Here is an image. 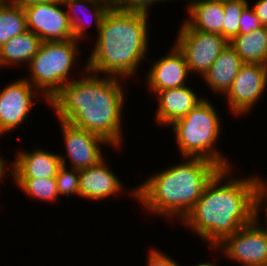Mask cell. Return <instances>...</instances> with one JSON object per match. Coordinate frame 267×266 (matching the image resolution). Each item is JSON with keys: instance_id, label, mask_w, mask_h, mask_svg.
<instances>
[{"instance_id": "6da1fadb", "label": "cell", "mask_w": 267, "mask_h": 266, "mask_svg": "<svg viewBox=\"0 0 267 266\" xmlns=\"http://www.w3.org/2000/svg\"><path fill=\"white\" fill-rule=\"evenodd\" d=\"M64 85L50 100L57 120L104 138L113 148L123 146L122 112L125 103L123 79L101 76L87 70ZM86 72V73H85ZM85 73V74H84ZM103 77V78H102Z\"/></svg>"}, {"instance_id": "7a4b0ae2", "label": "cell", "mask_w": 267, "mask_h": 266, "mask_svg": "<svg viewBox=\"0 0 267 266\" xmlns=\"http://www.w3.org/2000/svg\"><path fill=\"white\" fill-rule=\"evenodd\" d=\"M232 169H221L214 176L180 222L207 242L210 248H215L227 236L255 219V192L262 177L253 174L248 178L236 179L234 175L232 178Z\"/></svg>"}, {"instance_id": "3957f363", "label": "cell", "mask_w": 267, "mask_h": 266, "mask_svg": "<svg viewBox=\"0 0 267 266\" xmlns=\"http://www.w3.org/2000/svg\"><path fill=\"white\" fill-rule=\"evenodd\" d=\"M183 160L154 172L127 194H132L131 197L149 214L177 219L180 223L197 203L206 185L222 169L201 157H183Z\"/></svg>"}, {"instance_id": "277c9868", "label": "cell", "mask_w": 267, "mask_h": 266, "mask_svg": "<svg viewBox=\"0 0 267 266\" xmlns=\"http://www.w3.org/2000/svg\"><path fill=\"white\" fill-rule=\"evenodd\" d=\"M148 15L111 6L96 35L93 52L83 64L87 70L122 78L124 82L136 75L141 62L148 61Z\"/></svg>"}, {"instance_id": "5b68a950", "label": "cell", "mask_w": 267, "mask_h": 266, "mask_svg": "<svg viewBox=\"0 0 267 266\" xmlns=\"http://www.w3.org/2000/svg\"><path fill=\"white\" fill-rule=\"evenodd\" d=\"M217 109L204 98L184 117L168 126L174 132L182 157H201L218 164L222 169L233 168L228 158L217 149L222 121ZM221 152V153H220Z\"/></svg>"}, {"instance_id": "8992f818", "label": "cell", "mask_w": 267, "mask_h": 266, "mask_svg": "<svg viewBox=\"0 0 267 266\" xmlns=\"http://www.w3.org/2000/svg\"><path fill=\"white\" fill-rule=\"evenodd\" d=\"M79 43L75 39L41 41L37 54L27 65L30 74L25 79L42 94L46 103L74 79L71 74L80 55Z\"/></svg>"}, {"instance_id": "52a82bcc", "label": "cell", "mask_w": 267, "mask_h": 266, "mask_svg": "<svg viewBox=\"0 0 267 266\" xmlns=\"http://www.w3.org/2000/svg\"><path fill=\"white\" fill-rule=\"evenodd\" d=\"M180 24L174 44L184 54L190 74L201 78L229 42L220 34L192 29L184 21Z\"/></svg>"}, {"instance_id": "ba28073f", "label": "cell", "mask_w": 267, "mask_h": 266, "mask_svg": "<svg viewBox=\"0 0 267 266\" xmlns=\"http://www.w3.org/2000/svg\"><path fill=\"white\" fill-rule=\"evenodd\" d=\"M255 218L213 249L241 266H267V230Z\"/></svg>"}, {"instance_id": "9c48e42d", "label": "cell", "mask_w": 267, "mask_h": 266, "mask_svg": "<svg viewBox=\"0 0 267 266\" xmlns=\"http://www.w3.org/2000/svg\"><path fill=\"white\" fill-rule=\"evenodd\" d=\"M61 129L63 142L65 145L66 154L63 156L59 153L61 164L67 166L68 160L70 161L67 167L77 170L86 169L91 166L97 165L105 158L102 154L101 146H111L104 138L86 131L85 129L73 126L70 123L58 120Z\"/></svg>"}, {"instance_id": "30bf717a", "label": "cell", "mask_w": 267, "mask_h": 266, "mask_svg": "<svg viewBox=\"0 0 267 266\" xmlns=\"http://www.w3.org/2000/svg\"><path fill=\"white\" fill-rule=\"evenodd\" d=\"M25 77H20L0 90V136L25 123L37 100H46ZM41 97V98H40ZM37 98V99H36Z\"/></svg>"}, {"instance_id": "8fae6325", "label": "cell", "mask_w": 267, "mask_h": 266, "mask_svg": "<svg viewBox=\"0 0 267 266\" xmlns=\"http://www.w3.org/2000/svg\"><path fill=\"white\" fill-rule=\"evenodd\" d=\"M267 88V65L244 63L224 95L234 116L246 115L255 108Z\"/></svg>"}, {"instance_id": "7c38bea8", "label": "cell", "mask_w": 267, "mask_h": 266, "mask_svg": "<svg viewBox=\"0 0 267 266\" xmlns=\"http://www.w3.org/2000/svg\"><path fill=\"white\" fill-rule=\"evenodd\" d=\"M62 6V0H55L25 7L28 31L36 34L41 41L74 39L65 6Z\"/></svg>"}, {"instance_id": "4fadbf2b", "label": "cell", "mask_w": 267, "mask_h": 266, "mask_svg": "<svg viewBox=\"0 0 267 266\" xmlns=\"http://www.w3.org/2000/svg\"><path fill=\"white\" fill-rule=\"evenodd\" d=\"M171 47L170 52L159 57L154 63L151 58L149 60L151 67L144 78L151 94L187 85L190 72L185 56L174 43Z\"/></svg>"}, {"instance_id": "5bb4252c", "label": "cell", "mask_w": 267, "mask_h": 266, "mask_svg": "<svg viewBox=\"0 0 267 266\" xmlns=\"http://www.w3.org/2000/svg\"><path fill=\"white\" fill-rule=\"evenodd\" d=\"M16 151L15 161L10 163V177L13 179L55 178L62 165L59 154L43 148Z\"/></svg>"}, {"instance_id": "9a60e30c", "label": "cell", "mask_w": 267, "mask_h": 266, "mask_svg": "<svg viewBox=\"0 0 267 266\" xmlns=\"http://www.w3.org/2000/svg\"><path fill=\"white\" fill-rule=\"evenodd\" d=\"M104 158L97 165L79 170V196L84 199L102 201L123 192V182L107 166ZM121 191V192H120Z\"/></svg>"}, {"instance_id": "2e32d148", "label": "cell", "mask_w": 267, "mask_h": 266, "mask_svg": "<svg viewBox=\"0 0 267 266\" xmlns=\"http://www.w3.org/2000/svg\"><path fill=\"white\" fill-rule=\"evenodd\" d=\"M154 96L159 102L154 115L155 122L163 127L184 117L204 99L188 85L159 91Z\"/></svg>"}, {"instance_id": "e0dca14e", "label": "cell", "mask_w": 267, "mask_h": 266, "mask_svg": "<svg viewBox=\"0 0 267 266\" xmlns=\"http://www.w3.org/2000/svg\"><path fill=\"white\" fill-rule=\"evenodd\" d=\"M62 2L65 8H67L66 13L71 25L74 39L80 42L87 37L86 30H88L91 22L95 23L96 32L98 35L102 20L106 12L112 6L111 0H62ZM84 10L88 12L87 14L89 16L91 15L90 17L87 16L90 18L89 20L93 18L91 22L89 21V24H87L88 20H86V16L84 17L86 14H84Z\"/></svg>"}, {"instance_id": "ac0fdd59", "label": "cell", "mask_w": 267, "mask_h": 266, "mask_svg": "<svg viewBox=\"0 0 267 266\" xmlns=\"http://www.w3.org/2000/svg\"><path fill=\"white\" fill-rule=\"evenodd\" d=\"M187 1L188 17L184 22L202 32L216 33L223 37L224 1L219 0H182Z\"/></svg>"}, {"instance_id": "d6986e66", "label": "cell", "mask_w": 267, "mask_h": 266, "mask_svg": "<svg viewBox=\"0 0 267 266\" xmlns=\"http://www.w3.org/2000/svg\"><path fill=\"white\" fill-rule=\"evenodd\" d=\"M235 50L228 46L220 53L212 66L202 77L209 89L215 94L225 95L243 65Z\"/></svg>"}, {"instance_id": "ffe728a7", "label": "cell", "mask_w": 267, "mask_h": 266, "mask_svg": "<svg viewBox=\"0 0 267 266\" xmlns=\"http://www.w3.org/2000/svg\"><path fill=\"white\" fill-rule=\"evenodd\" d=\"M40 44L41 39L31 31L18 34L0 47V68H13L21 63L28 65Z\"/></svg>"}, {"instance_id": "44dd1931", "label": "cell", "mask_w": 267, "mask_h": 266, "mask_svg": "<svg viewBox=\"0 0 267 266\" xmlns=\"http://www.w3.org/2000/svg\"><path fill=\"white\" fill-rule=\"evenodd\" d=\"M229 45L243 63L267 65V27L235 36Z\"/></svg>"}, {"instance_id": "7402d4cb", "label": "cell", "mask_w": 267, "mask_h": 266, "mask_svg": "<svg viewBox=\"0 0 267 266\" xmlns=\"http://www.w3.org/2000/svg\"><path fill=\"white\" fill-rule=\"evenodd\" d=\"M27 22L24 8L0 3V47L13 37L26 32Z\"/></svg>"}, {"instance_id": "603a6c76", "label": "cell", "mask_w": 267, "mask_h": 266, "mask_svg": "<svg viewBox=\"0 0 267 266\" xmlns=\"http://www.w3.org/2000/svg\"><path fill=\"white\" fill-rule=\"evenodd\" d=\"M24 194L33 199L55 202L58 201L59 194L57 191L56 178H40V179H12Z\"/></svg>"}, {"instance_id": "cb8c5ba5", "label": "cell", "mask_w": 267, "mask_h": 266, "mask_svg": "<svg viewBox=\"0 0 267 266\" xmlns=\"http://www.w3.org/2000/svg\"><path fill=\"white\" fill-rule=\"evenodd\" d=\"M248 4H250L248 0L224 1L223 38L228 42L239 35L240 16Z\"/></svg>"}, {"instance_id": "d4e9b609", "label": "cell", "mask_w": 267, "mask_h": 266, "mask_svg": "<svg viewBox=\"0 0 267 266\" xmlns=\"http://www.w3.org/2000/svg\"><path fill=\"white\" fill-rule=\"evenodd\" d=\"M55 178L59 198L73 194L79 197V170L61 165Z\"/></svg>"}, {"instance_id": "484cf974", "label": "cell", "mask_w": 267, "mask_h": 266, "mask_svg": "<svg viewBox=\"0 0 267 266\" xmlns=\"http://www.w3.org/2000/svg\"><path fill=\"white\" fill-rule=\"evenodd\" d=\"M167 1H178V0H111L112 7L125 10V11H131V12H137V13H146L148 12L149 7H152L153 4H160ZM181 1V0H179Z\"/></svg>"}, {"instance_id": "4316f807", "label": "cell", "mask_w": 267, "mask_h": 266, "mask_svg": "<svg viewBox=\"0 0 267 266\" xmlns=\"http://www.w3.org/2000/svg\"><path fill=\"white\" fill-rule=\"evenodd\" d=\"M262 27L258 16L248 4L242 11L240 16L239 34L251 33Z\"/></svg>"}, {"instance_id": "83f0119b", "label": "cell", "mask_w": 267, "mask_h": 266, "mask_svg": "<svg viewBox=\"0 0 267 266\" xmlns=\"http://www.w3.org/2000/svg\"><path fill=\"white\" fill-rule=\"evenodd\" d=\"M267 179L262 178L257 185L255 192V218H259L261 211L264 213V224H262L263 228L267 230Z\"/></svg>"}, {"instance_id": "f1b7e54d", "label": "cell", "mask_w": 267, "mask_h": 266, "mask_svg": "<svg viewBox=\"0 0 267 266\" xmlns=\"http://www.w3.org/2000/svg\"><path fill=\"white\" fill-rule=\"evenodd\" d=\"M146 262L147 266H181L171 256L156 247H151Z\"/></svg>"}, {"instance_id": "f546056e", "label": "cell", "mask_w": 267, "mask_h": 266, "mask_svg": "<svg viewBox=\"0 0 267 266\" xmlns=\"http://www.w3.org/2000/svg\"><path fill=\"white\" fill-rule=\"evenodd\" d=\"M251 6L262 26L267 27V0H257Z\"/></svg>"}, {"instance_id": "4dcf8cb0", "label": "cell", "mask_w": 267, "mask_h": 266, "mask_svg": "<svg viewBox=\"0 0 267 266\" xmlns=\"http://www.w3.org/2000/svg\"><path fill=\"white\" fill-rule=\"evenodd\" d=\"M50 1H55V0H4V2L10 5L18 6L21 8H25L27 6H30L36 3H45V2H50Z\"/></svg>"}, {"instance_id": "1f68e13d", "label": "cell", "mask_w": 267, "mask_h": 266, "mask_svg": "<svg viewBox=\"0 0 267 266\" xmlns=\"http://www.w3.org/2000/svg\"><path fill=\"white\" fill-rule=\"evenodd\" d=\"M2 157L3 156L0 155V183L1 184L4 181L3 179L5 178V175L6 177H9L10 175V171H9L10 169H7V168H10V163H11V162H7L8 160L7 159L5 160V158H2ZM6 170H8L9 172H7Z\"/></svg>"}, {"instance_id": "d6a6232c", "label": "cell", "mask_w": 267, "mask_h": 266, "mask_svg": "<svg viewBox=\"0 0 267 266\" xmlns=\"http://www.w3.org/2000/svg\"><path fill=\"white\" fill-rule=\"evenodd\" d=\"M195 266H216V263L214 264L213 262H200V263H196Z\"/></svg>"}]
</instances>
